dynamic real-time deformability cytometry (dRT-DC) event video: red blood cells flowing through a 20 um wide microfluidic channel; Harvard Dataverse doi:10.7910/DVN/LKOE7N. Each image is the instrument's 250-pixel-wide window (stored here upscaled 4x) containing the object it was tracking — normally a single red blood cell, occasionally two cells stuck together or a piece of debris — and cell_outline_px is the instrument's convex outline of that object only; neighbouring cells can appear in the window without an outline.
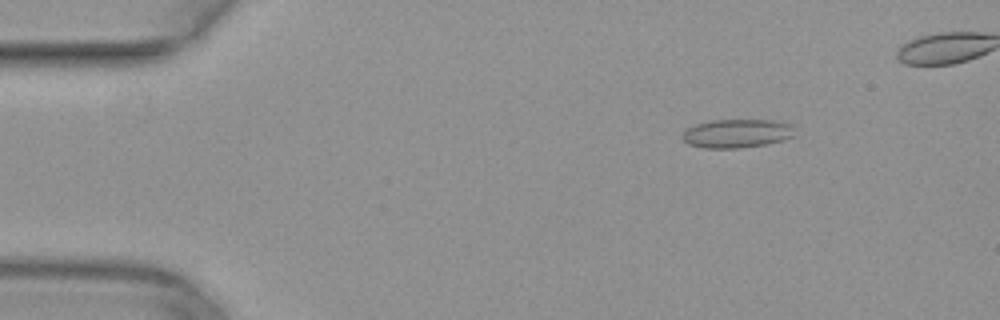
{"species": "common noctule bat (a hibernating species)", "species_latin": "Nyctalus noctula", "temperature_condition": "warm", "stored_images_in_passage": 41, "camera_frame_rate_fps": 3000, "um_per_image_px": 0.085, "animal": {"sex": "female", "body_mass_g": 29.2, "forearm_length_mm": 56.3}, "frame": {"image": 1, "passage_image": 2, "time_ms": 0.333, "image_size_px": [1000, 320], "cell_outline_px": [[792, 136], [784, 140], [764, 144], [740, 148], [704, 148], [688, 144], [680, 136], [688, 128], [696, 124], [712, 120], [776, 120], [792, 124]], "centroid_in_image_um": [62.61, 11.34], "position_along_channel_um": 22.4, "area_um2": 18.67}}
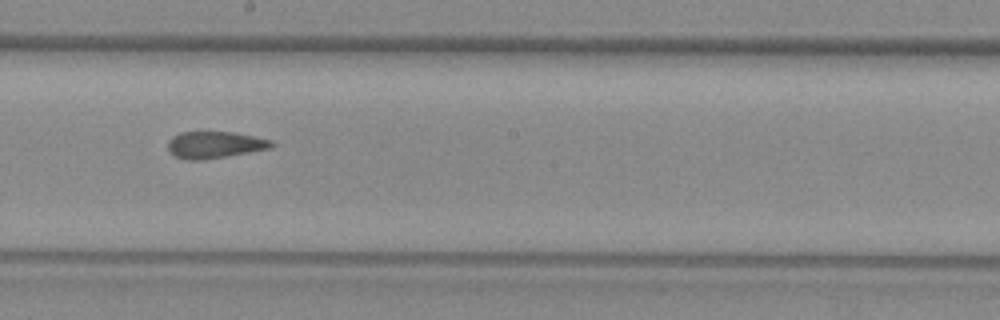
{"frame": {"image": 2, "passage_image": 23, "time_ms": 7.333, "image_size_px": [1000, 320], "cell_outline_px": [[276, 144], [272, 148], [200, 160], [184, 160], [176, 156], [168, 148], [168, 140], [172, 136], [180, 132], [232, 132], [272, 140]], "centroid_in_image_um": [18.25, 12.3], "position_along_channel_um": 229.9, "area_um2": 16.01}}
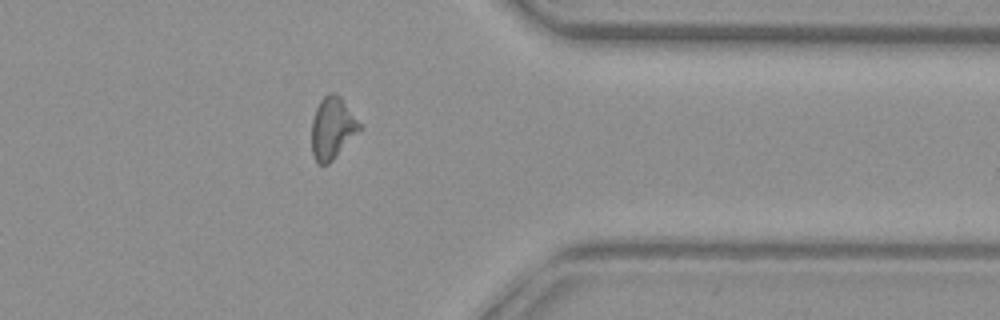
{"frame": {"image": 3, "passage_image": 35, "time_ms": 11.333, "image_size_px": [1000, 320], "cell_outline_px": [[364, 128], [328, 164], [316, 164], [312, 156], [312, 120], [316, 108], [320, 100], [328, 92], [336, 92], [340, 96]], "centroid_in_image_um": [28.26, 10.89], "position_along_channel_um": 383.1, "area_um2": 17.51}}